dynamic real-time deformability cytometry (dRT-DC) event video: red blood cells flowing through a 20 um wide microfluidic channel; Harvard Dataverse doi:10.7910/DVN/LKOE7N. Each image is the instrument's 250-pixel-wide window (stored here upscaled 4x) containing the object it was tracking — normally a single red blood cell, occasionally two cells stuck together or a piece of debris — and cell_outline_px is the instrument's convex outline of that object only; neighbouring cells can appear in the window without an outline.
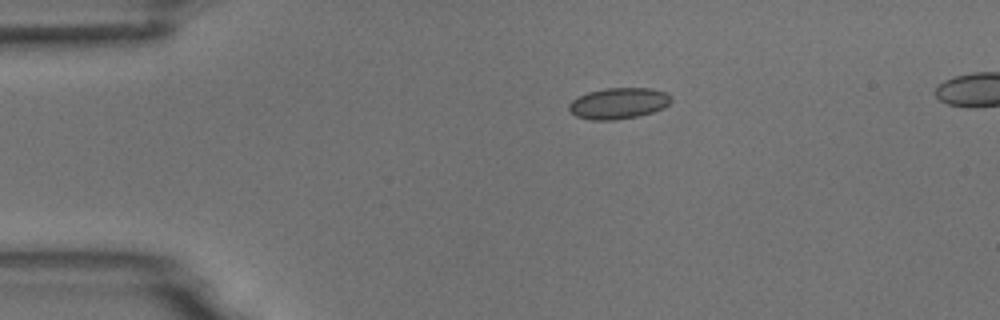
{"species": "common noctule bat (a hibernating species)", "species_latin": "Nyctalus noctula", "temperature_condition": "room temperature", "stored_images_in_passage": 44, "camera_frame_rate_fps": 3000, "um_per_image_px": 0.085, "animal": {"sex": "male", "body_mass_g": 18.8}, "frame": {"image": 1, "passage_image": 1, "time_ms": 0.0, "image_size_px": [1000, 320], "cell_outline_px": [[672, 100], [664, 108], [652, 112], [636, 116], [616, 120], [592, 120], [576, 116], [568, 108], [568, 104], [572, 100], [588, 92], [604, 88], [652, 88], [668, 92], [672, 96]], "centroid_in_image_um": [52.61, 8.77], "position_along_channel_um": 32.4, "area_um2": 18.61}}
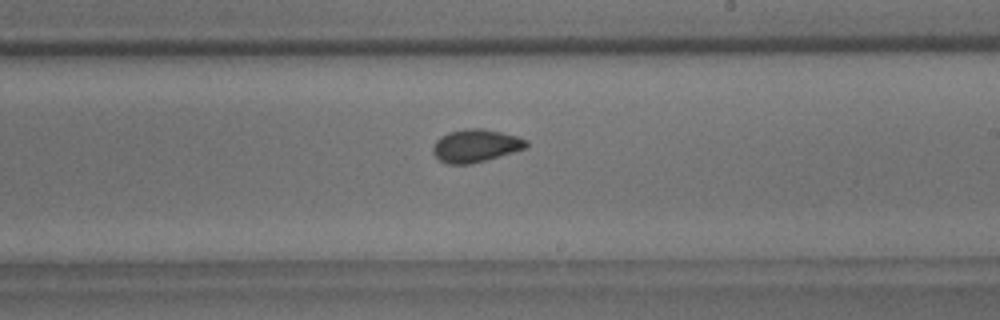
{"frame": {"image": 2, "passage_image": 22, "time_ms": 7.0, "image_size_px": [1000, 320], "cell_outline_px": [[528, 148], [472, 164], [448, 164], [440, 160], [432, 152], [432, 148], [436, 140], [440, 136], [448, 132], [464, 128], [484, 128], [516, 136], [528, 140]], "centroid_in_image_um": [40.43, 12.38], "position_along_channel_um": 248.6, "area_um2": 18.03}}
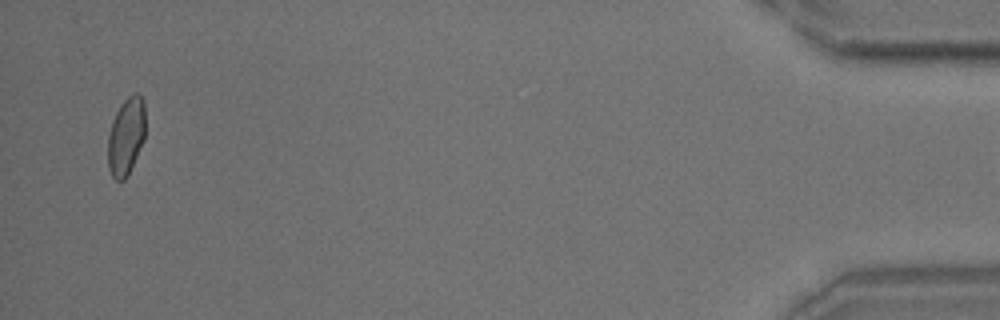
{"frame": {"image": 3, "passage_image": 43, "time_ms": 14.0, "image_size_px": [1000, 320], "cell_outline_px": [[144, 140], [124, 180], [116, 180], [112, 176], [108, 168], [108, 136], [112, 120], [120, 104], [132, 92], [136, 92], [144, 100]], "centroid_in_image_um": [10.7, 11.54], "position_along_channel_um": 424.5, "area_um2": 16.76}}